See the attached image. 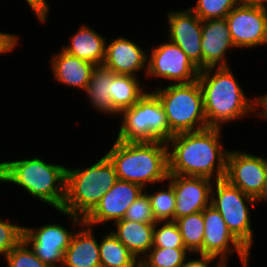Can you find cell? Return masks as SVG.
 <instances>
[{
	"label": "cell",
	"instance_id": "3",
	"mask_svg": "<svg viewBox=\"0 0 267 267\" xmlns=\"http://www.w3.org/2000/svg\"><path fill=\"white\" fill-rule=\"evenodd\" d=\"M166 141L125 142L116 140L105 155L114 165L117 178L145 188L149 183L167 181Z\"/></svg>",
	"mask_w": 267,
	"mask_h": 267
},
{
	"label": "cell",
	"instance_id": "38",
	"mask_svg": "<svg viewBox=\"0 0 267 267\" xmlns=\"http://www.w3.org/2000/svg\"><path fill=\"white\" fill-rule=\"evenodd\" d=\"M242 5L261 7L267 9V0H240Z\"/></svg>",
	"mask_w": 267,
	"mask_h": 267
},
{
	"label": "cell",
	"instance_id": "33",
	"mask_svg": "<svg viewBox=\"0 0 267 267\" xmlns=\"http://www.w3.org/2000/svg\"><path fill=\"white\" fill-rule=\"evenodd\" d=\"M23 226L0 218V255H6L23 240Z\"/></svg>",
	"mask_w": 267,
	"mask_h": 267
},
{
	"label": "cell",
	"instance_id": "25",
	"mask_svg": "<svg viewBox=\"0 0 267 267\" xmlns=\"http://www.w3.org/2000/svg\"><path fill=\"white\" fill-rule=\"evenodd\" d=\"M101 267H139V260L109 232L99 242Z\"/></svg>",
	"mask_w": 267,
	"mask_h": 267
},
{
	"label": "cell",
	"instance_id": "10",
	"mask_svg": "<svg viewBox=\"0 0 267 267\" xmlns=\"http://www.w3.org/2000/svg\"><path fill=\"white\" fill-rule=\"evenodd\" d=\"M148 57L147 77H162L170 82L175 81V84L192 83L198 79L200 70L171 41L153 48Z\"/></svg>",
	"mask_w": 267,
	"mask_h": 267
},
{
	"label": "cell",
	"instance_id": "4",
	"mask_svg": "<svg viewBox=\"0 0 267 267\" xmlns=\"http://www.w3.org/2000/svg\"><path fill=\"white\" fill-rule=\"evenodd\" d=\"M117 180L114 165L106 155L90 167L67 168L65 200L59 212L70 217L73 226H81L84 218Z\"/></svg>",
	"mask_w": 267,
	"mask_h": 267
},
{
	"label": "cell",
	"instance_id": "27",
	"mask_svg": "<svg viewBox=\"0 0 267 267\" xmlns=\"http://www.w3.org/2000/svg\"><path fill=\"white\" fill-rule=\"evenodd\" d=\"M188 253L186 248L152 247L139 261V267H181Z\"/></svg>",
	"mask_w": 267,
	"mask_h": 267
},
{
	"label": "cell",
	"instance_id": "31",
	"mask_svg": "<svg viewBox=\"0 0 267 267\" xmlns=\"http://www.w3.org/2000/svg\"><path fill=\"white\" fill-rule=\"evenodd\" d=\"M5 260L8 267H50L34 254L24 240L6 255Z\"/></svg>",
	"mask_w": 267,
	"mask_h": 267
},
{
	"label": "cell",
	"instance_id": "35",
	"mask_svg": "<svg viewBox=\"0 0 267 267\" xmlns=\"http://www.w3.org/2000/svg\"><path fill=\"white\" fill-rule=\"evenodd\" d=\"M216 258L212 256H207L200 254L198 259H187L184 261V264L181 267H209L210 263ZM216 267H227L221 260H218Z\"/></svg>",
	"mask_w": 267,
	"mask_h": 267
},
{
	"label": "cell",
	"instance_id": "24",
	"mask_svg": "<svg viewBox=\"0 0 267 267\" xmlns=\"http://www.w3.org/2000/svg\"><path fill=\"white\" fill-rule=\"evenodd\" d=\"M137 76L115 74L111 84V100L113 108L120 114L124 109L137 103L146 93L140 86Z\"/></svg>",
	"mask_w": 267,
	"mask_h": 267
},
{
	"label": "cell",
	"instance_id": "11",
	"mask_svg": "<svg viewBox=\"0 0 267 267\" xmlns=\"http://www.w3.org/2000/svg\"><path fill=\"white\" fill-rule=\"evenodd\" d=\"M233 45L255 48L267 44V9L239 4L226 16Z\"/></svg>",
	"mask_w": 267,
	"mask_h": 267
},
{
	"label": "cell",
	"instance_id": "26",
	"mask_svg": "<svg viewBox=\"0 0 267 267\" xmlns=\"http://www.w3.org/2000/svg\"><path fill=\"white\" fill-rule=\"evenodd\" d=\"M185 248L192 254H202L204 239L203 213L197 212L175 220Z\"/></svg>",
	"mask_w": 267,
	"mask_h": 267
},
{
	"label": "cell",
	"instance_id": "2",
	"mask_svg": "<svg viewBox=\"0 0 267 267\" xmlns=\"http://www.w3.org/2000/svg\"><path fill=\"white\" fill-rule=\"evenodd\" d=\"M197 80L203 94L208 127L222 128L223 124L257 110V97L251 101L246 97L229 66L201 69Z\"/></svg>",
	"mask_w": 267,
	"mask_h": 267
},
{
	"label": "cell",
	"instance_id": "21",
	"mask_svg": "<svg viewBox=\"0 0 267 267\" xmlns=\"http://www.w3.org/2000/svg\"><path fill=\"white\" fill-rule=\"evenodd\" d=\"M113 225H115L116 231L111 232L139 261L153 247L155 223H140L121 219L114 222Z\"/></svg>",
	"mask_w": 267,
	"mask_h": 267
},
{
	"label": "cell",
	"instance_id": "13",
	"mask_svg": "<svg viewBox=\"0 0 267 267\" xmlns=\"http://www.w3.org/2000/svg\"><path fill=\"white\" fill-rule=\"evenodd\" d=\"M74 233L63 225L53 223L35 229L24 227L23 240L43 263L58 267V264L63 266L64 254Z\"/></svg>",
	"mask_w": 267,
	"mask_h": 267
},
{
	"label": "cell",
	"instance_id": "12",
	"mask_svg": "<svg viewBox=\"0 0 267 267\" xmlns=\"http://www.w3.org/2000/svg\"><path fill=\"white\" fill-rule=\"evenodd\" d=\"M224 179L256 199L267 181V158L237 150L229 151Z\"/></svg>",
	"mask_w": 267,
	"mask_h": 267
},
{
	"label": "cell",
	"instance_id": "34",
	"mask_svg": "<svg viewBox=\"0 0 267 267\" xmlns=\"http://www.w3.org/2000/svg\"><path fill=\"white\" fill-rule=\"evenodd\" d=\"M39 22L45 23L49 10V4L46 0H26Z\"/></svg>",
	"mask_w": 267,
	"mask_h": 267
},
{
	"label": "cell",
	"instance_id": "6",
	"mask_svg": "<svg viewBox=\"0 0 267 267\" xmlns=\"http://www.w3.org/2000/svg\"><path fill=\"white\" fill-rule=\"evenodd\" d=\"M159 98L170 130L174 134L198 131L208 127L204 111L203 94L198 80L175 84L153 91Z\"/></svg>",
	"mask_w": 267,
	"mask_h": 267
},
{
	"label": "cell",
	"instance_id": "17",
	"mask_svg": "<svg viewBox=\"0 0 267 267\" xmlns=\"http://www.w3.org/2000/svg\"><path fill=\"white\" fill-rule=\"evenodd\" d=\"M146 52L125 37L112 38L106 45L103 65L115 74L136 76L142 70L147 74L149 57Z\"/></svg>",
	"mask_w": 267,
	"mask_h": 267
},
{
	"label": "cell",
	"instance_id": "18",
	"mask_svg": "<svg viewBox=\"0 0 267 267\" xmlns=\"http://www.w3.org/2000/svg\"><path fill=\"white\" fill-rule=\"evenodd\" d=\"M233 45L226 18L202 20V69L228 66L226 56Z\"/></svg>",
	"mask_w": 267,
	"mask_h": 267
},
{
	"label": "cell",
	"instance_id": "5",
	"mask_svg": "<svg viewBox=\"0 0 267 267\" xmlns=\"http://www.w3.org/2000/svg\"><path fill=\"white\" fill-rule=\"evenodd\" d=\"M66 169L39 157L5 161L0 162V182L16 184L59 211L65 200Z\"/></svg>",
	"mask_w": 267,
	"mask_h": 267
},
{
	"label": "cell",
	"instance_id": "36",
	"mask_svg": "<svg viewBox=\"0 0 267 267\" xmlns=\"http://www.w3.org/2000/svg\"><path fill=\"white\" fill-rule=\"evenodd\" d=\"M18 41L19 39L17 35L0 32V54L11 52L13 49H15L14 47Z\"/></svg>",
	"mask_w": 267,
	"mask_h": 267
},
{
	"label": "cell",
	"instance_id": "14",
	"mask_svg": "<svg viewBox=\"0 0 267 267\" xmlns=\"http://www.w3.org/2000/svg\"><path fill=\"white\" fill-rule=\"evenodd\" d=\"M167 180L175 193L174 221L186 215L202 212L211 204L212 182L215 180L174 174H168Z\"/></svg>",
	"mask_w": 267,
	"mask_h": 267
},
{
	"label": "cell",
	"instance_id": "28",
	"mask_svg": "<svg viewBox=\"0 0 267 267\" xmlns=\"http://www.w3.org/2000/svg\"><path fill=\"white\" fill-rule=\"evenodd\" d=\"M241 4L240 0H197L189 9L201 20L221 19Z\"/></svg>",
	"mask_w": 267,
	"mask_h": 267
},
{
	"label": "cell",
	"instance_id": "16",
	"mask_svg": "<svg viewBox=\"0 0 267 267\" xmlns=\"http://www.w3.org/2000/svg\"><path fill=\"white\" fill-rule=\"evenodd\" d=\"M144 191L140 185L117 180L102 196L95 208L84 218L90 226L106 222H116L124 218L128 207Z\"/></svg>",
	"mask_w": 267,
	"mask_h": 267
},
{
	"label": "cell",
	"instance_id": "30",
	"mask_svg": "<svg viewBox=\"0 0 267 267\" xmlns=\"http://www.w3.org/2000/svg\"><path fill=\"white\" fill-rule=\"evenodd\" d=\"M159 224L162 225L159 226ZM153 247L185 248L182 241V235L175 221H158L155 223Z\"/></svg>",
	"mask_w": 267,
	"mask_h": 267
},
{
	"label": "cell",
	"instance_id": "1",
	"mask_svg": "<svg viewBox=\"0 0 267 267\" xmlns=\"http://www.w3.org/2000/svg\"><path fill=\"white\" fill-rule=\"evenodd\" d=\"M220 136L217 127L174 134L166 142L172 149H168V173L224 179L229 151L223 149Z\"/></svg>",
	"mask_w": 267,
	"mask_h": 267
},
{
	"label": "cell",
	"instance_id": "20",
	"mask_svg": "<svg viewBox=\"0 0 267 267\" xmlns=\"http://www.w3.org/2000/svg\"><path fill=\"white\" fill-rule=\"evenodd\" d=\"M51 66L54 78L61 84L85 91L96 65L77 58L62 48L51 57Z\"/></svg>",
	"mask_w": 267,
	"mask_h": 267
},
{
	"label": "cell",
	"instance_id": "8",
	"mask_svg": "<svg viewBox=\"0 0 267 267\" xmlns=\"http://www.w3.org/2000/svg\"><path fill=\"white\" fill-rule=\"evenodd\" d=\"M255 203L253 197L244 194L226 179L213 182L211 205L219 211L229 231L249 252L253 244V230L248 207Z\"/></svg>",
	"mask_w": 267,
	"mask_h": 267
},
{
	"label": "cell",
	"instance_id": "39",
	"mask_svg": "<svg viewBox=\"0 0 267 267\" xmlns=\"http://www.w3.org/2000/svg\"><path fill=\"white\" fill-rule=\"evenodd\" d=\"M267 201V181L265 182V184L263 185L262 191L261 193L258 195V197L255 199L256 202L259 201Z\"/></svg>",
	"mask_w": 267,
	"mask_h": 267
},
{
	"label": "cell",
	"instance_id": "9",
	"mask_svg": "<svg viewBox=\"0 0 267 267\" xmlns=\"http://www.w3.org/2000/svg\"><path fill=\"white\" fill-rule=\"evenodd\" d=\"M202 213L204 220L202 254L218 258L227 266L228 255L236 251L243 267H248L250 252L229 231L219 211L210 204Z\"/></svg>",
	"mask_w": 267,
	"mask_h": 267
},
{
	"label": "cell",
	"instance_id": "15",
	"mask_svg": "<svg viewBox=\"0 0 267 267\" xmlns=\"http://www.w3.org/2000/svg\"><path fill=\"white\" fill-rule=\"evenodd\" d=\"M167 17L170 41L178 45L190 61L201 70L202 20L189 8L182 11H169Z\"/></svg>",
	"mask_w": 267,
	"mask_h": 267
},
{
	"label": "cell",
	"instance_id": "22",
	"mask_svg": "<svg viewBox=\"0 0 267 267\" xmlns=\"http://www.w3.org/2000/svg\"><path fill=\"white\" fill-rule=\"evenodd\" d=\"M70 39V44L62 47L64 51L94 65H103L106 55V38L83 24Z\"/></svg>",
	"mask_w": 267,
	"mask_h": 267
},
{
	"label": "cell",
	"instance_id": "37",
	"mask_svg": "<svg viewBox=\"0 0 267 267\" xmlns=\"http://www.w3.org/2000/svg\"><path fill=\"white\" fill-rule=\"evenodd\" d=\"M258 106L263 108L259 112V116H261V118L267 119V93L264 94L263 96L257 97V108H259Z\"/></svg>",
	"mask_w": 267,
	"mask_h": 267
},
{
	"label": "cell",
	"instance_id": "29",
	"mask_svg": "<svg viewBox=\"0 0 267 267\" xmlns=\"http://www.w3.org/2000/svg\"><path fill=\"white\" fill-rule=\"evenodd\" d=\"M167 190H159L148 194L153 215L158 221H174L175 193L173 186L169 183Z\"/></svg>",
	"mask_w": 267,
	"mask_h": 267
},
{
	"label": "cell",
	"instance_id": "19",
	"mask_svg": "<svg viewBox=\"0 0 267 267\" xmlns=\"http://www.w3.org/2000/svg\"><path fill=\"white\" fill-rule=\"evenodd\" d=\"M73 234L64 254L65 267H101L99 243L93 236V226L82 223Z\"/></svg>",
	"mask_w": 267,
	"mask_h": 267
},
{
	"label": "cell",
	"instance_id": "32",
	"mask_svg": "<svg viewBox=\"0 0 267 267\" xmlns=\"http://www.w3.org/2000/svg\"><path fill=\"white\" fill-rule=\"evenodd\" d=\"M123 219L140 223H156L147 192L143 191L128 207Z\"/></svg>",
	"mask_w": 267,
	"mask_h": 267
},
{
	"label": "cell",
	"instance_id": "23",
	"mask_svg": "<svg viewBox=\"0 0 267 267\" xmlns=\"http://www.w3.org/2000/svg\"><path fill=\"white\" fill-rule=\"evenodd\" d=\"M115 75L104 65H96L92 71L91 78L84 92L88 96L94 109L116 115L119 113L113 108L111 100V84Z\"/></svg>",
	"mask_w": 267,
	"mask_h": 267
},
{
	"label": "cell",
	"instance_id": "7",
	"mask_svg": "<svg viewBox=\"0 0 267 267\" xmlns=\"http://www.w3.org/2000/svg\"><path fill=\"white\" fill-rule=\"evenodd\" d=\"M116 140L125 142L168 141L174 133L170 130L164 108L152 92H146L137 103L124 109Z\"/></svg>",
	"mask_w": 267,
	"mask_h": 267
}]
</instances>
